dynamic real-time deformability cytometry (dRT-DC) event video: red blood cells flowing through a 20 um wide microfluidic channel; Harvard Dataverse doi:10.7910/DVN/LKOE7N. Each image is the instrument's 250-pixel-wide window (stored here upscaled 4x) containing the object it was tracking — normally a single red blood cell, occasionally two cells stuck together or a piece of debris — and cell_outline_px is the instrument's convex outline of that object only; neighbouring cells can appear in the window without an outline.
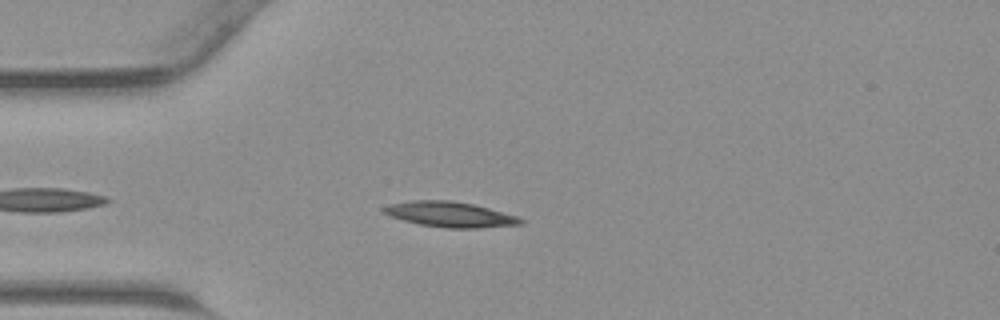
{"species": "common noctule bat (a hibernating species)", "species_latin": "Nyctalus noctula", "temperature_condition": "warm", "stored_images_in_passage": 33, "camera_frame_rate_fps": 3000, "um_per_image_px": 0.085, "animal": {"sex": "male", "body_mass_g": 23.1, "forearm_length_mm": 52.7}, "frame": {"image": 1, "passage_image": 5, "time_ms": 1.333, "image_size_px": [1000, 320], "cell_outline_px": [[524, 224], [480, 228], [448, 228], [420, 224], [404, 220], [392, 216], [384, 212], [380, 208], [388, 204], [412, 200], [452, 200], [472, 204], [488, 208], [516, 216], [524, 220]], "centroid_in_image_um": [38.25, 18.22], "position_along_channel_um": 46.8, "area_um2": 20.06}}
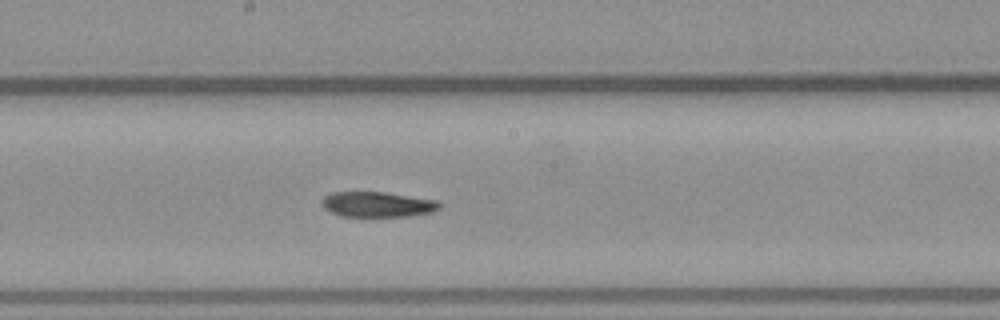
{"frame": {"image": 2, "passage_image": 17, "time_ms": 5.333, "image_size_px": [1000, 320], "cell_outline_px": [[440, 208], [432, 212], [408, 216], [340, 216], [328, 212], [320, 204], [320, 200], [324, 196], [332, 192], [384, 192], [440, 200]], "centroid_in_image_um": [32.05, 17.37], "position_along_channel_um": 216.1, "area_um2": 17.57}}
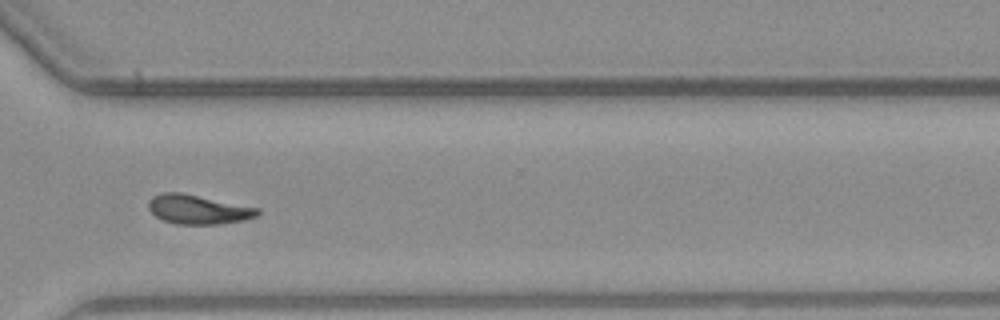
{"frame": {"image": 3, "passage_image": 26, "time_ms": 8.333, "image_size_px": [1000, 320], "cell_outline_px": [[260, 212], [256, 216], [244, 220], [220, 224], [176, 224], [164, 220], [156, 216], [148, 208], [148, 204], [152, 196], [164, 192], [180, 192], [260, 208]], "centroid_in_image_um": [16.84, 17.8], "position_along_channel_um": 353.8, "area_um2": 18.5}}